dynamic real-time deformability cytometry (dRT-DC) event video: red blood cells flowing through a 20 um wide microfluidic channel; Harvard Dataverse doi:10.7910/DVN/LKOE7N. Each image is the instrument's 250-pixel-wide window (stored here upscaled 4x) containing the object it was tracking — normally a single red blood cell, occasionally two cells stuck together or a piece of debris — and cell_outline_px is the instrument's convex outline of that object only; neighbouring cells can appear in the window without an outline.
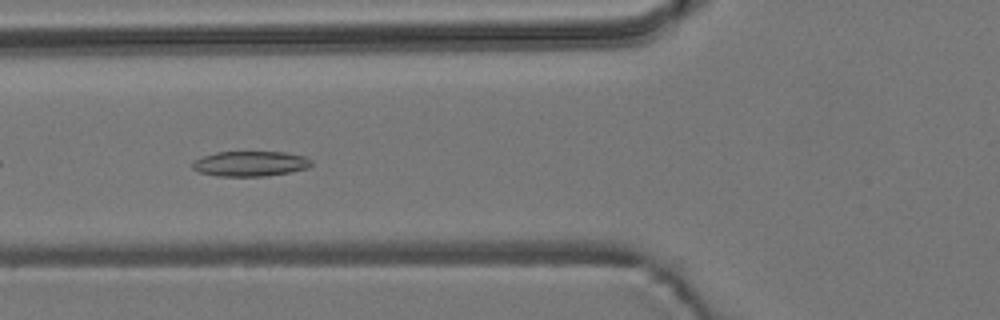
{"species": "common noctule bat (a hibernating species)", "species_latin": "Nyctalus noctula", "temperature_condition": "room temperature", "stored_images_in_passage": 41, "camera_frame_rate_fps": 3000, "um_per_image_px": 0.085, "animal": {"sex": "male", "body_mass_g": 19.2, "forearm_length_mm": 51.8}, "frame": {"image": 1, "passage_image": 6, "time_ms": 1.667, "image_size_px": [1000, 320], "cell_outline_px": [[312, 164], [308, 168], [268, 176], [216, 176], [200, 172], [192, 168], [192, 164], [196, 160], [204, 156], [216, 152], [284, 152], [304, 156], [312, 160]], "centroid_in_image_um": [21.29, 13.91], "position_along_channel_um": 104.5, "area_um2": 17.34}}
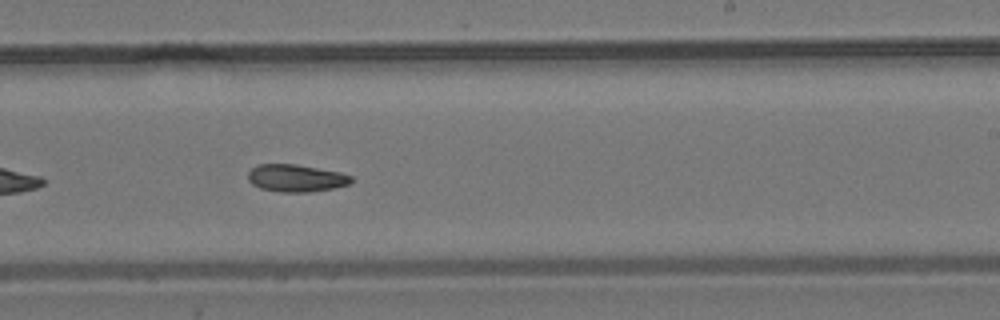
{"frame": {"image": 2, "passage_image": 19, "time_ms": 6.0, "image_size_px": [1000, 320], "cell_outline_px": [[352, 184], [332, 188], [308, 192], [280, 192], [260, 188], [252, 184], [248, 180], [248, 172], [256, 164], [296, 164], [340, 172], [352, 176]], "centroid_in_image_um": [25.15, 15.13], "position_along_channel_um": 263.8, "area_um2": 16.53}}
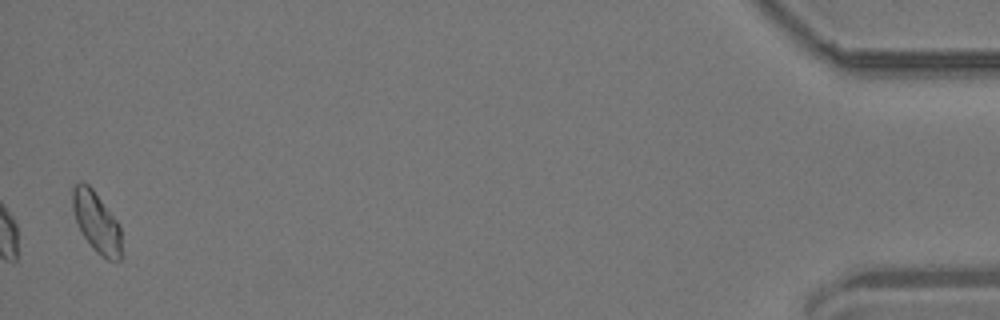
{"frame": {"image": 3, "passage_image": 40, "time_ms": 13.0, "image_size_px": [1000, 320], "cell_outline_px": [[120, 260], [108, 260], [96, 252], [92, 248], [84, 236], [76, 220], [72, 208], [72, 188], [80, 180], [88, 184], [92, 188], [120, 224]], "centroid_in_image_um": [8.19, 18.85], "position_along_channel_um": 427.0, "area_um2": 17.11}}